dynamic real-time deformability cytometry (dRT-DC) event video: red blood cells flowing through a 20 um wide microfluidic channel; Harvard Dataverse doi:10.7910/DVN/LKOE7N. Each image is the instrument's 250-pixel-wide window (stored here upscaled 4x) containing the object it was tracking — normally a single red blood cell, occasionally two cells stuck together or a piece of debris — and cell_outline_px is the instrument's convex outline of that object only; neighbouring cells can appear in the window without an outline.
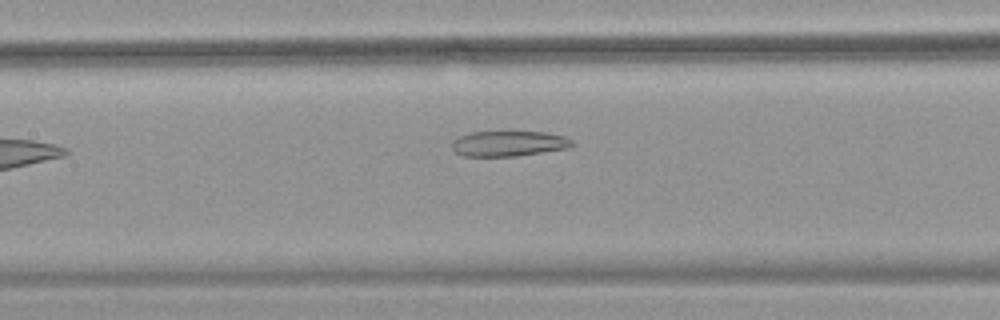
{"species": "common noctule bat (a hibernating species)", "species_latin": "Nyctalus noctula", "temperature_condition": "warm", "stored_images_in_passage": 33, "camera_frame_rate_fps": 3000, "um_per_image_px": 0.085, "animal": {"sex": "female", "body_mass_g": 18.4}, "frame": {"image": 1, "passage_image": 11, "time_ms": 3.333, "image_size_px": [1000, 320], "cell_outline_px": [[576, 144], [568, 148], [516, 156], [464, 156], [456, 152], [452, 148], [452, 140], [468, 132], [548, 132], [564, 136], [572, 140]], "centroid_in_image_um": [43.25, 12.2], "position_along_channel_um": 164.2, "area_um2": 17.8}}
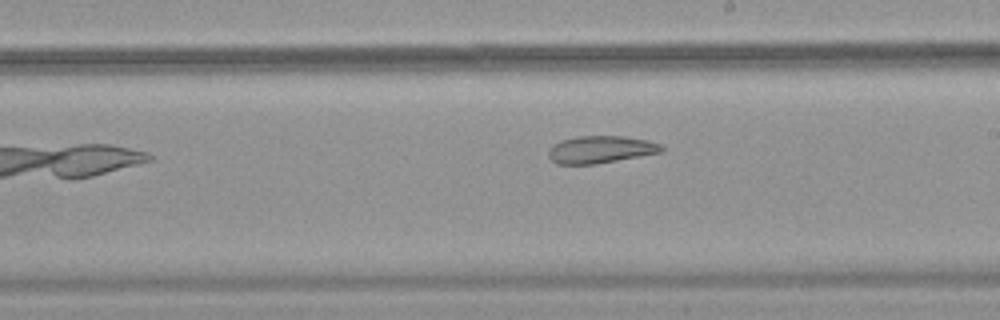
{"frame": {"image": 2, "passage_image": 17, "time_ms": 5.333, "image_size_px": [1000, 320], "cell_outline_px": [[664, 148], [660, 152], [640, 156], [596, 164], [556, 164], [548, 156], [548, 152], [552, 144], [576, 136], [624, 136], [648, 140], [660, 144]], "centroid_in_image_um": [51.03, 12.7], "position_along_channel_um": 238.0, "area_um2": 17.92}}
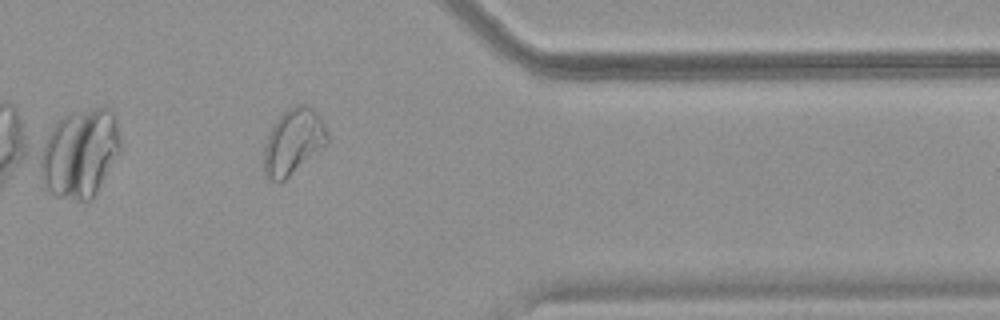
{"frame": {"image": 3, "passage_image": 30, "time_ms": 9.667, "image_size_px": [1000, 320], "cell_outline_px": [[328, 144], [284, 180], [272, 180], [264, 172], [264, 148], [268, 136], [276, 120], [288, 108], [296, 104], [308, 104], [324, 120], [328, 136]], "centroid_in_image_um": [24.97, 12.0], "position_along_channel_um": 386.4, "area_um2": 24.1}, "authors_computed_cell_mechanics": {"area_um2": 19.5364, "velocity_mm_per_s": 3.7123, "shape_relaxation_time_tau1_ms": null, "shape_relaxation_time_tau2_ms": 5.5471, "deformation_change_tau1": null, "deformation_change_tau2": 0.1262}}